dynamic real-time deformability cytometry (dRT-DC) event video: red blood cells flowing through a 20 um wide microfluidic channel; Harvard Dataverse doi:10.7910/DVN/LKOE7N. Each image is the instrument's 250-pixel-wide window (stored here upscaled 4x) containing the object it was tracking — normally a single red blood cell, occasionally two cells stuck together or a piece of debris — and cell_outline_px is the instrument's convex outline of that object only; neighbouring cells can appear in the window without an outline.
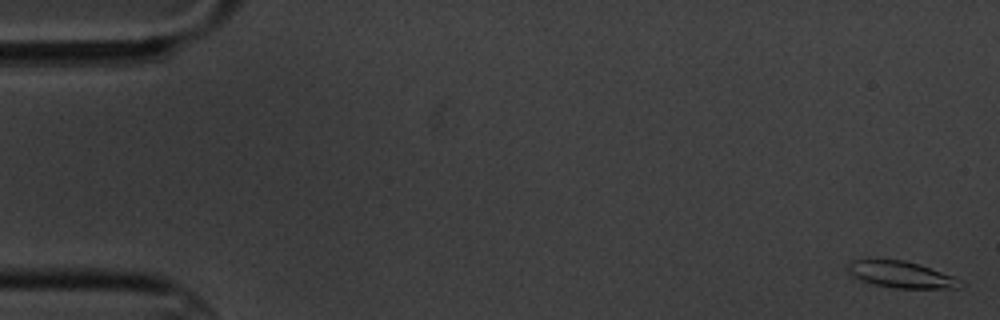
{"species": "common noctule bat (a hibernating species)", "species_latin": "Nyctalus noctula", "temperature_condition": "cold", "stored_images_in_passage": 6, "camera_frame_rate_fps": 3000, "um_per_image_px": 0.085, "animal": {"sex": "male", "body_mass_g": 20.1, "forearm_length_mm": 53.5}, "frame": {"image": 1, "passage_image": 1, "time_ms": 0.0, "image_size_px": [1000, 320], "cell_outline_px": [[964, 284], [960, 288], [892, 288], [860, 280], [852, 276], [844, 268], [848, 260], [868, 256], [904, 260], [920, 264], [952, 276], [960, 280]], "centroid_in_image_um": [76.44, 23.27], "position_along_channel_um": 8.6, "area_um2": 18.26}}